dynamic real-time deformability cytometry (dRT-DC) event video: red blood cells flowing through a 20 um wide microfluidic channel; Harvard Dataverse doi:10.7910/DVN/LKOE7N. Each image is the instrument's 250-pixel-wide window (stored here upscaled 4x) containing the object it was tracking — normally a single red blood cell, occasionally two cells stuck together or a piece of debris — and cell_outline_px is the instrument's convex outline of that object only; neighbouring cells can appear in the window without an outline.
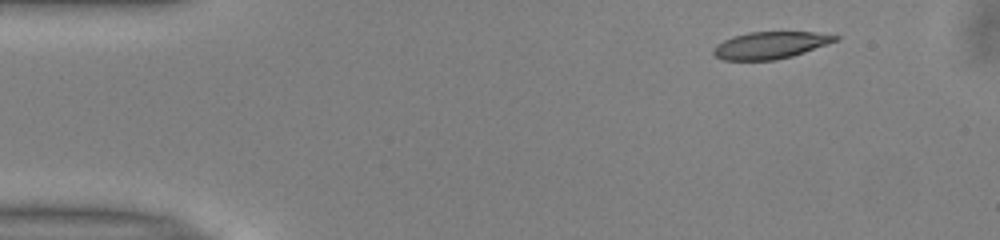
{"species": "common noctule bat (a hibernating species)", "species_latin": "Nyctalus noctula", "temperature_condition": "warm", "stored_images_in_passage": 36, "camera_frame_rate_fps": 3000, "um_per_image_px": 0.085, "animal": {"sex": "male", "body_mass_g": 13.0, "forearm_length_mm": 53.1}, "frame": {"image": 1, "passage_image": 1, "time_ms": 0.0, "image_size_px": [1000, 240], "cell_outline_px": [[840, 36], [836, 40], [804, 52], [792, 56], [776, 60], [724, 60], [716, 56], [712, 52], [712, 48], [716, 44], [732, 36], [748, 32], [812, 32]], "centroid_in_image_um": [65.4, 3.84], "position_along_channel_um": 19.6, "area_um2": 19.02}}
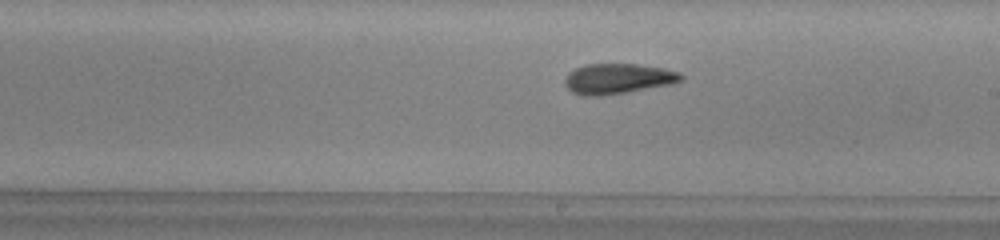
{"frame": {"image": 2, "passage_image": 24, "time_ms": 7.667, "image_size_px": [1000, 240], "cell_outline_px": [[684, 80], [672, 84], [600, 96], [584, 96], [572, 92], [564, 84], [564, 80], [568, 72], [584, 64], [636, 64], [664, 68], [680, 72], [684, 76]], "centroid_in_image_um": [52.52, 6.68], "position_along_channel_um": 236.5, "area_um2": 20.58}}
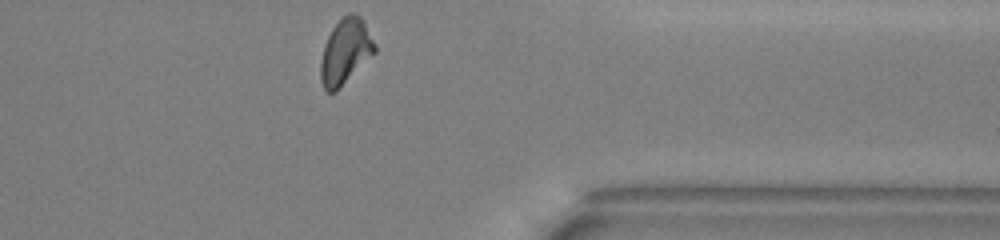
{"frame": {"image": 3, "passage_image": 36, "time_ms": 11.667, "image_size_px": [1000, 240], "cell_outline_px": [[376, 52], [336, 92], [328, 92], [324, 88], [320, 80], [320, 60], [324, 44], [332, 28], [348, 12], [356, 12], [364, 20], [376, 44]], "centroid_in_image_um": [29.37, 4.37], "position_along_channel_um": 382.0, "area_um2": 20.87}, "authors_computed_cell_mechanics": {"area_um2": 20.2011, "velocity_mm_per_s": 3.9728, "shape_relaxation_time_tau1_ms": 6.9583, "shape_relaxation_time_tau2_ms": 1.9652, "deformation_change_tau1": 0.2184, "deformation_change_tau2": 0.1006}}